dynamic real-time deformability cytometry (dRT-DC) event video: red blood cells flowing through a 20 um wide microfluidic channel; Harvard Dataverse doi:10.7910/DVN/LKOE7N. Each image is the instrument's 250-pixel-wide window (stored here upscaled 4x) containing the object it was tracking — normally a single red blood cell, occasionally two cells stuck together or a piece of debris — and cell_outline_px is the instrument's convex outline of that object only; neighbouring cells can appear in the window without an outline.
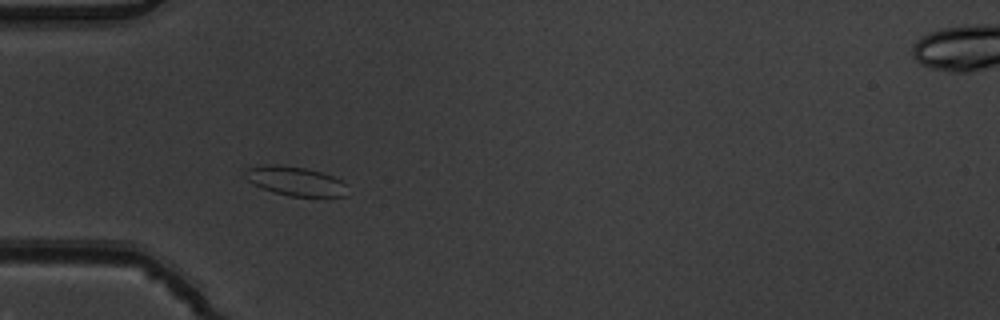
{"species": "common noctule bat (a hibernating species)", "species_latin": "Nyctalus noctula", "temperature_condition": "warm", "stored_images_in_passage": 6, "camera_frame_rate_fps": 3000, "um_per_image_px": 0.085, "animal": {"sex": "male", "body_mass_g": 19.5, "forearm_length_mm": 54.6}, "frame": {"image": 1, "passage_image": 4, "time_ms": 1.0, "image_size_px": [1000, 320], "cell_outline_px": [[348, 196], [288, 196], [272, 192], [260, 188], [252, 184], [244, 176], [244, 168], [268, 164], [276, 164], [304, 168], [320, 172], [332, 176], [340, 180], [344, 184]], "centroid_in_image_um": [25.02, 15.39], "position_along_channel_um": 60.0, "area_um2": 17.4}}
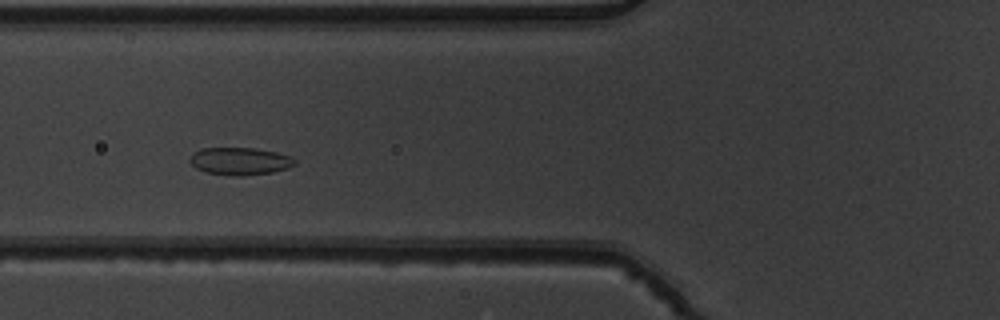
{"frame": {"image": 2, "passage_image": 5, "time_ms": 1.333, "image_size_px": [1000, 320], "cell_outline_px": [[296, 164], [288, 168], [272, 172], [244, 176], [232, 176], [208, 172], [196, 168], [188, 160], [192, 152], [200, 148], [256, 148], [276, 152], [292, 156], [296, 160]], "centroid_in_image_um": [20.4, 13.69], "position_along_channel_um": 105.4, "area_um2": 16.99}}
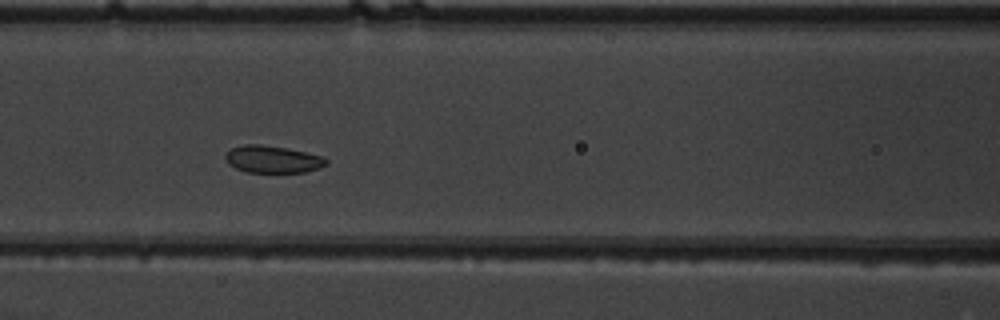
{"frame": {"image": 3, "passage_image": 6, "time_ms": 1.667, "image_size_px": [1000, 320], "cell_outline_px": [[328, 164], [320, 168], [304, 172], [244, 172], [228, 164], [224, 156], [232, 148], [244, 144], [260, 144], [288, 148], [324, 156], [328, 160]], "centroid_in_image_um": [23.2, 13.54], "position_along_channel_um": 143.4, "area_um2": 16.13}}